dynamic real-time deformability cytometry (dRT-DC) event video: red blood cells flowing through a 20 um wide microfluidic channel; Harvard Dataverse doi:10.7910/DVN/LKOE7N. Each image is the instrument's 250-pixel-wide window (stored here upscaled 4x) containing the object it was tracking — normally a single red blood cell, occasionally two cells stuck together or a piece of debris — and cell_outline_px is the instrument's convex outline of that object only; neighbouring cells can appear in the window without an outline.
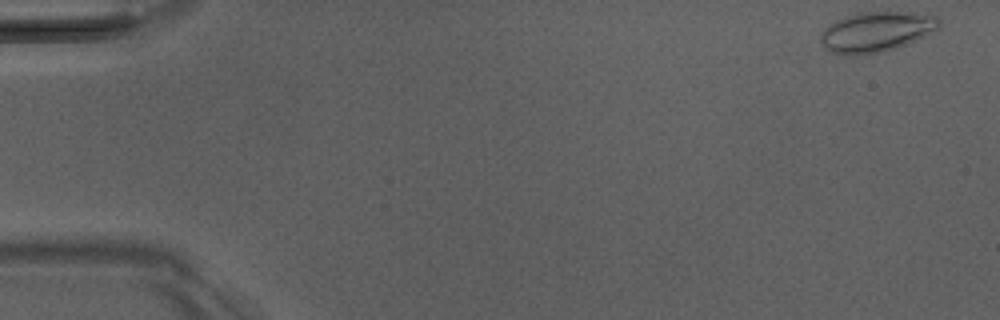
{"species": "Egyptian fruit bat (a non-hibernating species)", "species_latin": "Rousettus aegyptiacus", "temperature_condition": "room temperature", "stored_images_in_passage": 50, "camera_frame_rate_fps": 3000, "um_per_image_px": 0.085, "animal": {"sex": "male"}, "frame": {"image": 1, "passage_image": 1, "time_ms": 0.0, "image_size_px": [1000, 320], "cell_outline_px": [[940, 24], [932, 32], [908, 44], [884, 52], [852, 56], [836, 56], [824, 48], [820, 44], [820, 36], [824, 28], [836, 20], [844, 16], [860, 12], [928, 12], [940, 16]], "centroid_in_image_um": [74.47, 2.71], "position_along_channel_um": 10.5, "area_um2": 28.55}}
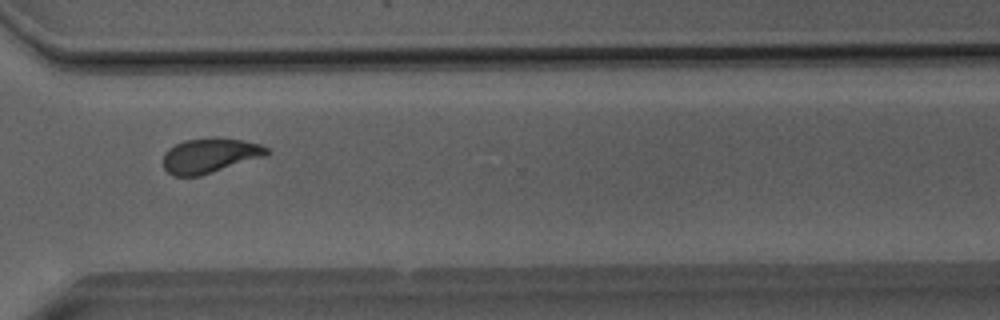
{"frame": {"image": 2, "passage_image": 37, "time_ms": 12.0, "image_size_px": [1000, 320], "cell_outline_px": [[272, 152], [268, 156], [200, 176], [172, 176], [164, 168], [164, 152], [168, 148], [184, 140], [212, 136], [244, 140], [260, 144], [268, 148]], "centroid_in_image_um": [17.89, 13.21], "position_along_channel_um": 352.7, "area_um2": 21.56}}
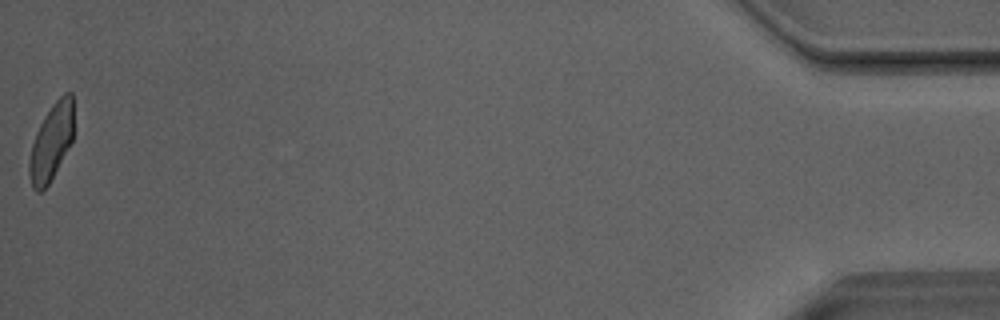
{"frame": {"image": 3, "passage_image": 50, "time_ms": 16.333, "image_size_px": [1000, 320], "cell_outline_px": [[72, 140], [48, 184], [40, 192], [36, 192], [32, 188], [28, 172], [28, 160], [32, 144], [36, 132], [44, 116], [52, 104], [64, 92], [72, 92]], "centroid_in_image_um": [4.32, 12.08], "position_along_channel_um": 430.9, "area_um2": 19.48}, "authors_computed_cell_mechanics": {"area_um2": 21.3282, "velocity_mm_per_s": 4.0562, "shape_relaxation_time_tau1_ms": 3.9371, "shape_relaxation_time_tau2_ms": 1.5532, "deformation_change_tau1": 0.1394, "deformation_change_tau2": 0.0733}}